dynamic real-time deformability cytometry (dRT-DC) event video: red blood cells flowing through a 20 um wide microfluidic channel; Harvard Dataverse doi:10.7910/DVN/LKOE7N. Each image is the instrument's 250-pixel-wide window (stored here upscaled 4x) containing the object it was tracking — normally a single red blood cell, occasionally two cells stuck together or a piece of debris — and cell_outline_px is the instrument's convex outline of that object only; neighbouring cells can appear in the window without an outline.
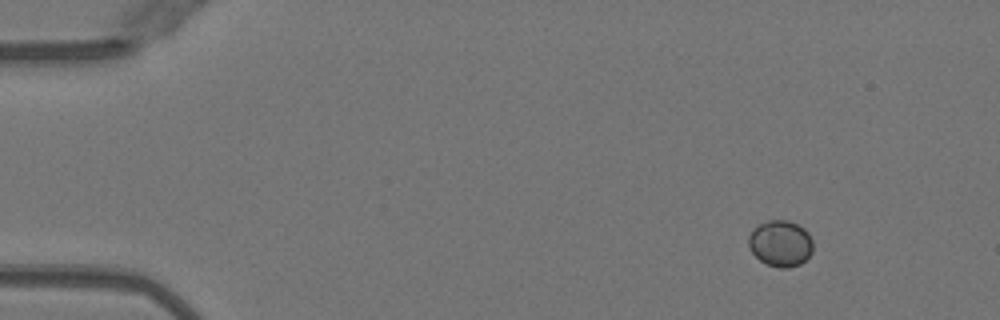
{"species": "Egyptian fruit bat (a non-hibernating species)", "species_latin": "Rousettus aegyptiacus", "temperature_condition": "warm", "stored_images_in_passage": 12, "camera_frame_rate_fps": 3000, "um_per_image_px": 0.085, "animal": {"sex": "female"}, "frame": {"image": 1, "passage_image": 1, "time_ms": 0.0, "image_size_px": [1000, 320], "cell_outline_px": [[812, 252], [800, 264], [788, 268], [780, 268], [768, 264], [760, 260], [752, 252], [748, 244], [748, 236], [752, 228], [768, 220], [788, 220], [804, 228], [808, 232], [812, 240]], "centroid_in_image_um": [66.33, 20.68], "position_along_channel_um": 18.7, "area_um2": 17.34}}
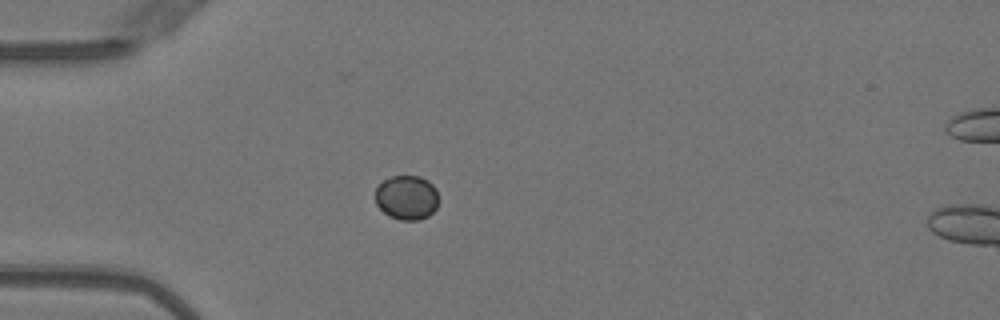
{"frame": {"image": 2, "passage_image": 10, "time_ms": 3.0, "image_size_px": [1000, 320], "cell_outline_px": [[436, 208], [428, 216], [416, 220], [400, 220], [388, 216], [376, 204], [376, 188], [384, 180], [392, 176], [420, 176], [428, 180], [436, 188]], "centroid_in_image_um": [34.56, 16.79], "position_along_channel_um": 50.4, "area_um2": 16.24}}